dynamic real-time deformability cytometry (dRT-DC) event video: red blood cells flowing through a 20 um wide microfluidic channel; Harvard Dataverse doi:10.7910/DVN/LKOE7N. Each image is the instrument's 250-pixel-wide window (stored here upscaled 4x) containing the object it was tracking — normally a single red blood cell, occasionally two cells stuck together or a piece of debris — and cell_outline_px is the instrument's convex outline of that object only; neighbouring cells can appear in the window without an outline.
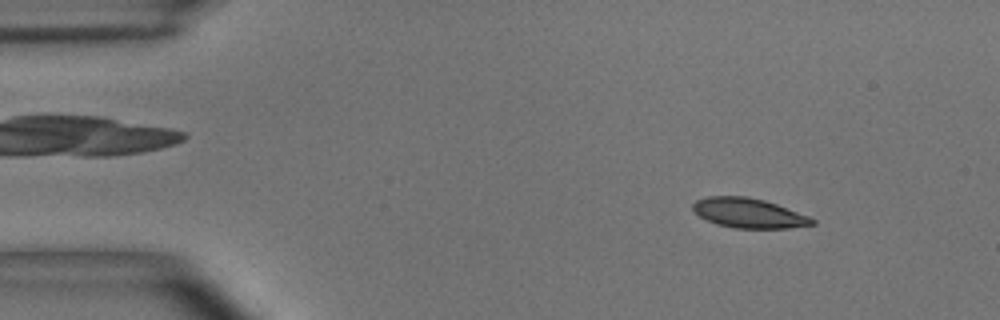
{"species": "common noctule bat (a hibernating species)", "species_latin": "Nyctalus noctula", "temperature_condition": "room temperature", "stored_images_in_passage": 50, "camera_frame_rate_fps": 3000, "um_per_image_px": 0.085, "animal": {"sex": "male", "body_mass_g": 15.6}, "frame": {"image": 1, "passage_image": 2, "time_ms": 0.333, "image_size_px": [1000, 320], "cell_outline_px": [[816, 224], [788, 228], [732, 228], [716, 224], [700, 216], [692, 208], [692, 204], [696, 200], [708, 196], [748, 196], [764, 200], [776, 204], [808, 216], [816, 220]], "centroid_in_image_um": [63.63, 18.11], "position_along_channel_um": 21.4, "area_um2": 20.58}}
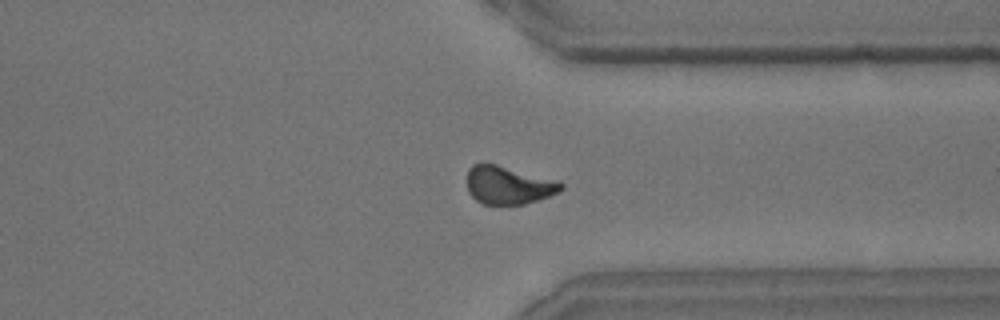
{"frame": {"image": 2, "passage_image": 37, "time_ms": 12.0, "image_size_px": [1000, 320], "cell_outline_px": [[564, 188], [548, 196], [524, 204], [484, 204], [476, 200], [468, 192], [468, 168], [472, 164], [496, 164], [560, 180], [564, 184]], "centroid_in_image_um": [43.23, 15.72], "position_along_channel_um": 368.2, "area_um2": 20.81}}
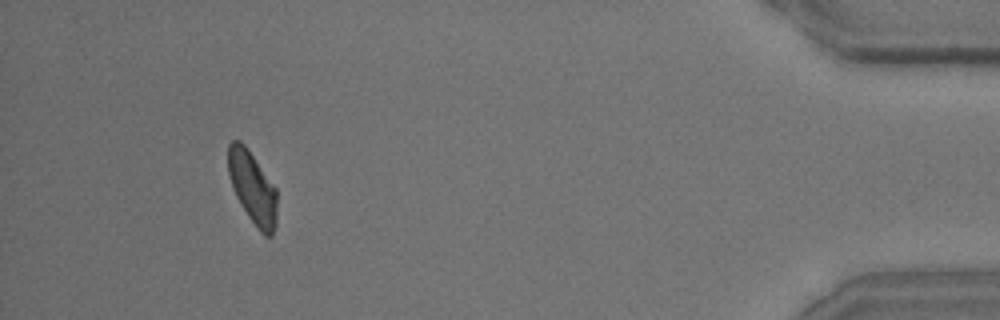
{"frame": {"image": 3, "passage_image": 46, "time_ms": 15.0, "image_size_px": [1000, 320], "cell_outline_px": [[276, 224], [272, 236], [264, 236], [260, 232], [248, 216], [240, 204], [236, 196], [228, 172], [228, 144], [232, 140], [240, 140], [248, 148], [276, 188]], "centroid_in_image_um": [21.46, 15.94], "position_along_channel_um": 413.7, "area_um2": 20.52}, "authors_computed_cell_mechanics": {"area_um2": 21.4149, "velocity_mm_per_s": 3.6353, "shape_relaxation_time_tau1_ms": 4.0362, "shape_relaxation_time_tau2_ms": 3.3172, "deformation_change_tau1": 0.1281, "deformation_change_tau2": 0.0872}}